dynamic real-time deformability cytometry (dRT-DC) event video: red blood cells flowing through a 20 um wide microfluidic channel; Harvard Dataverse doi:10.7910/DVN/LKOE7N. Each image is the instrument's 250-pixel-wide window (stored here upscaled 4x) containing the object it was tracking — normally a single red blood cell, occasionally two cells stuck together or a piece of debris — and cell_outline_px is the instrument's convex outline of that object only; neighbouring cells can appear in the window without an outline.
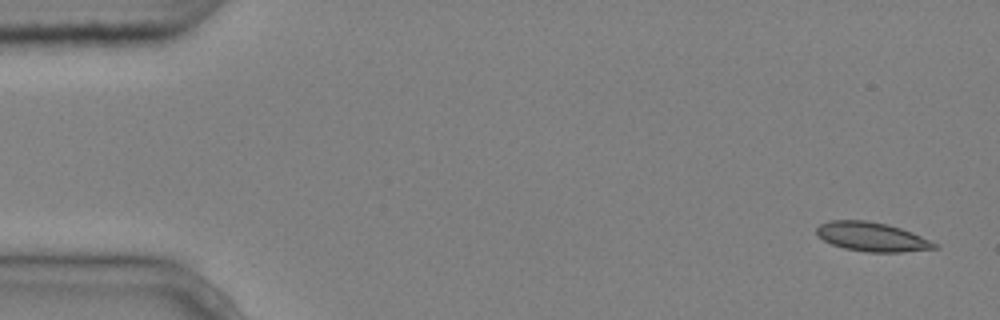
{"species": "common noctule bat (a hibernating species)", "species_latin": "Nyctalus noctula", "temperature_condition": "cold", "stored_images_in_passage": 7, "camera_frame_rate_fps": 3000, "um_per_image_px": 0.085, "animal": {"sex": "male", "body_mass_g": 20.4}, "frame": {"image": 1, "passage_image": 1, "time_ms": 0.0, "image_size_px": [1000, 320], "cell_outline_px": [[940, 248], [900, 252], [868, 252], [844, 248], [832, 244], [824, 240], [816, 232], [816, 228], [820, 224], [828, 220], [864, 220], [888, 224], [912, 232], [940, 244]], "centroid_in_image_um": [74.15, 20.13], "position_along_channel_um": 10.8, "area_um2": 20.06}}
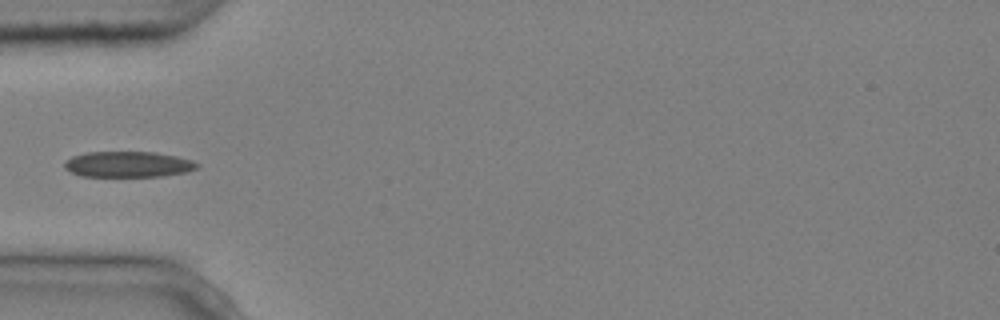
{"frame": {"image": 2, "passage_image": 4, "time_ms": 1.0, "image_size_px": [1000, 320], "cell_outline_px": [[200, 168], [184, 172], [160, 176], [80, 176], [64, 168], [64, 160], [72, 156], [84, 152], [156, 152], [176, 156], [192, 160], [200, 164]], "centroid_in_image_um": [10.88, 13.96], "position_along_channel_um": 74.1, "area_um2": 20.0}}
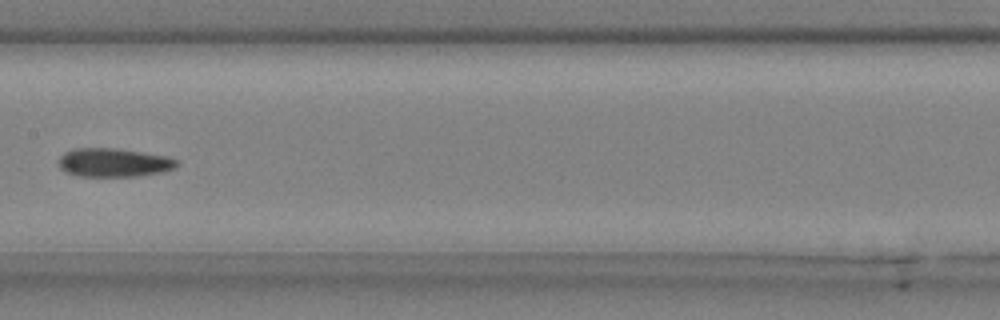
{"frame": {"image": 3, "passage_image": 7, "time_ms": 2.0, "image_size_px": [1000, 320], "cell_outline_px": [[180, 164], [176, 168], [164, 172], [136, 176], [80, 176], [68, 172], [60, 168], [60, 156], [64, 152], [72, 148], [116, 148], [168, 156], [180, 160]], "centroid_in_image_um": [9.75, 13.81], "position_along_channel_um": 197.7, "area_um2": 19.88}}